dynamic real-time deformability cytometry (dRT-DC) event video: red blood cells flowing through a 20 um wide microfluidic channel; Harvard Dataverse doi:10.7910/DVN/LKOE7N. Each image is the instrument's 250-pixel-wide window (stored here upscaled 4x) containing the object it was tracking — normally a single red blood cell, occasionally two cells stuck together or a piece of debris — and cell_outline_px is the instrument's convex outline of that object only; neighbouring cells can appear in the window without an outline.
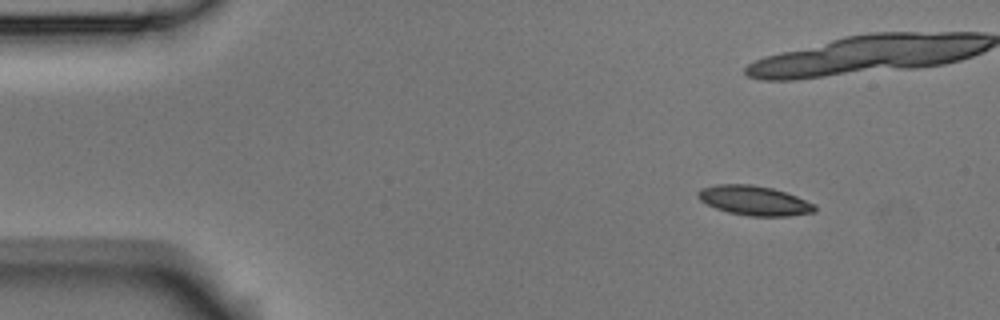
{"species": "Egyptian fruit bat (a non-hibernating species)", "species_latin": "Rousettus aegyptiacus", "temperature_condition": "room temperature", "stored_images_in_passage": 6, "camera_frame_rate_fps": 3000, "um_per_image_px": 0.085, "animal": {"sex": "male"}, "frame": {"image": 1, "passage_image": 1, "time_ms": 0.0, "image_size_px": [1000, 320], "cell_outline_px": [[816, 212], [788, 216], [748, 216], [728, 212], [716, 208], [700, 200], [696, 196], [696, 192], [700, 188], [716, 184], [752, 184], [772, 188], [796, 196], [816, 204]], "centroid_in_image_um": [64.1, 17.04], "position_along_channel_um": 20.9, "area_um2": 20.23}}
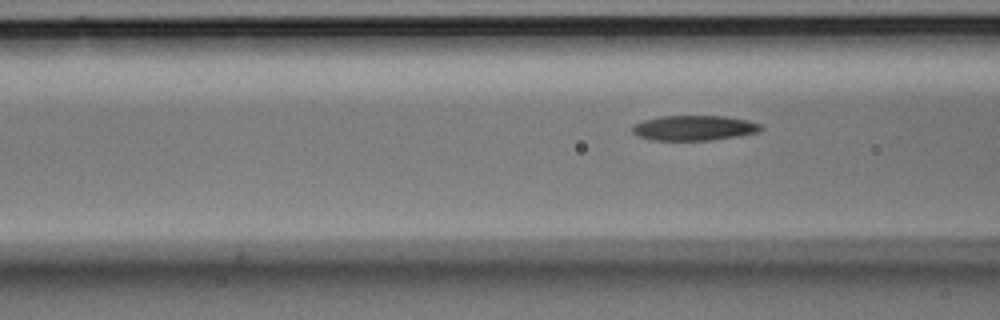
{"frame": {"image": 2, "passage_image": 6, "time_ms": 1.667, "image_size_px": [1000, 320], "cell_outline_px": [[764, 128], [756, 132], [736, 136], [712, 140], [648, 140], [636, 136], [632, 132], [632, 124], [644, 120], [660, 116], [724, 116], [748, 120], [760, 124]], "centroid_in_image_um": [58.94, 10.87], "position_along_channel_um": 107.7, "area_um2": 18.84}}